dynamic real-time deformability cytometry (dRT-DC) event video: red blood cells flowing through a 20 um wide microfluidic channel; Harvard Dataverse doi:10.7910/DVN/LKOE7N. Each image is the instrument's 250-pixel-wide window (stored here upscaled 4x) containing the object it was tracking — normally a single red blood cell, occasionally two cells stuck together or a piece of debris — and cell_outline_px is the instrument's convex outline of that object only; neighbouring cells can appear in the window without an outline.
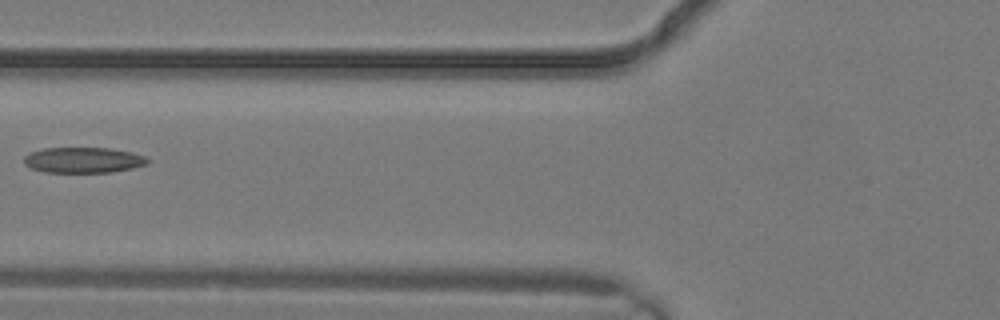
{"species": "common noctule bat (a hibernating species)", "species_latin": "Nyctalus noctula", "temperature_condition": "warm", "stored_images_in_passage": 3, "camera_frame_rate_fps": 3000, "um_per_image_px": 0.085, "animal": {"sex": "male", "body_mass_g": 19.2, "forearm_length_mm": 51.8}, "frame": {"image": 1, "passage_image": 3, "time_ms": 0.667, "image_size_px": [1000, 320], "cell_outline_px": [[148, 164], [132, 168], [112, 172], [44, 172], [32, 168], [24, 164], [24, 156], [28, 152], [44, 148], [108, 148], [132, 152], [144, 156], [148, 160]], "centroid_in_image_um": [7.05, 13.6], "position_along_channel_um": 118.7, "area_um2": 18.44}}